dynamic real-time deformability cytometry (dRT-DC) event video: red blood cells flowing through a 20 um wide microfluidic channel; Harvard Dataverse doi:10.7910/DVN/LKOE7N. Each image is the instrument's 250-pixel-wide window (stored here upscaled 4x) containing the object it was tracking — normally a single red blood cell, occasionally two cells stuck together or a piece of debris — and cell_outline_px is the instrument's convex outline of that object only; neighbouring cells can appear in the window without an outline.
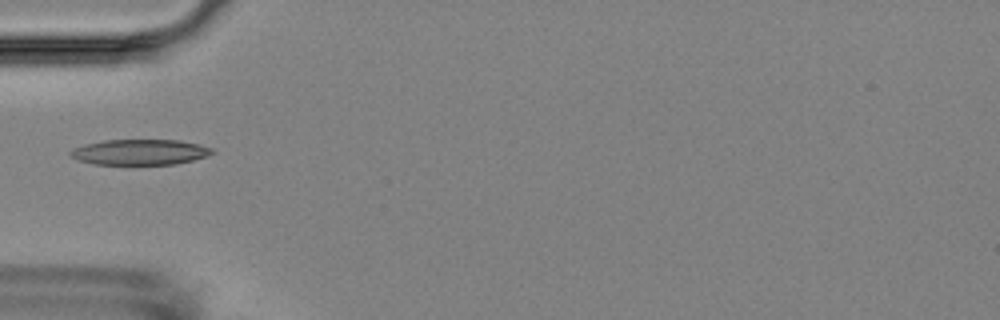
{"species": "Egyptian fruit bat (a non-hibernating species)", "species_latin": "Rousettus aegyptiacus", "temperature_condition": "room temperature", "stored_images_in_passage": 9, "camera_frame_rate_fps": 3000, "um_per_image_px": 0.085, "animal": {"sex": "female"}, "frame": {"image": 1, "passage_image": 3, "time_ms": 2.333, "image_size_px": [1000, 320], "cell_outline_px": [[216, 152], [192, 160], [176, 164], [92, 164], [76, 160], [68, 152], [84, 144], [104, 140], [180, 140], [200, 144], [212, 148]], "centroid_in_image_um": [11.89, 12.92], "position_along_channel_um": 73.1, "area_um2": 21.04}}
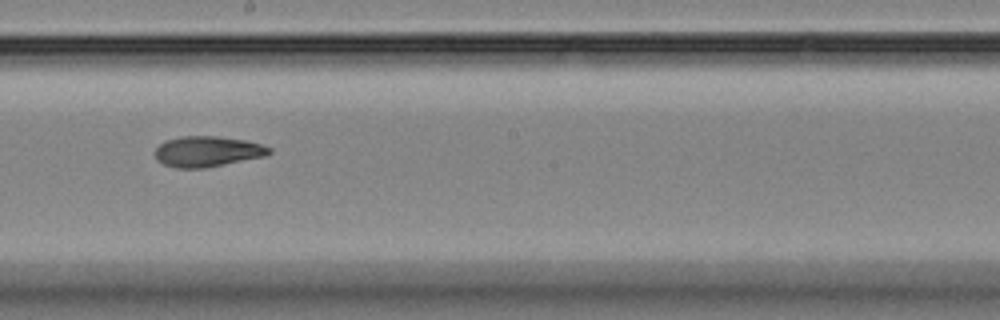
{"frame": {"image": 2, "passage_image": 7, "time_ms": 6.667, "image_size_px": [1000, 320], "cell_outline_px": [[272, 152], [264, 156], [204, 168], [176, 168], [164, 164], [156, 160], [156, 148], [164, 140], [180, 136], [216, 136], [244, 140], [260, 144], [272, 148]], "centroid_in_image_um": [17.6, 12.87], "position_along_channel_um": 230.6, "area_um2": 20.23}}
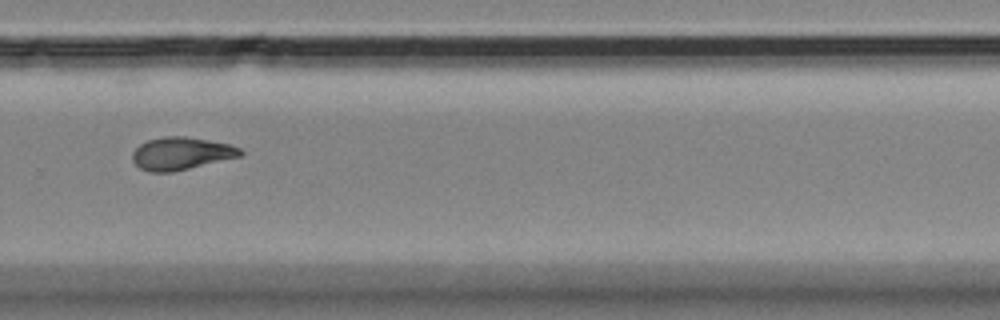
{"frame": {"image": 3, "passage_image": 9, "time_ms": 9.0, "image_size_px": [1000, 320], "cell_outline_px": [[244, 152], [240, 156], [172, 172], [148, 172], [140, 168], [132, 160], [132, 152], [140, 144], [148, 140], [164, 136], [184, 136], [208, 140], [228, 144], [240, 148]], "centroid_in_image_um": [15.36, 13.04], "position_along_channel_um": 314.4, "area_um2": 20.35}}